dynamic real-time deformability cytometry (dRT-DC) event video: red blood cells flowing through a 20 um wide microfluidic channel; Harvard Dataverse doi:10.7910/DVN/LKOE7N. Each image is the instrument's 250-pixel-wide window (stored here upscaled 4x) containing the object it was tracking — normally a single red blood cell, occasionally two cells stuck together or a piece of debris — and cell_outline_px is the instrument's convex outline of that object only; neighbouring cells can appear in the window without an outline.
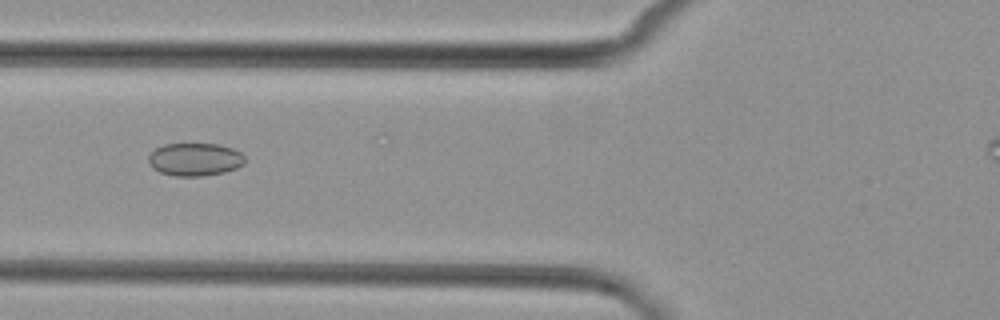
{"species": "common noctule bat (a hibernating species)", "species_latin": "Nyctalus noctula", "temperature_condition": "cold", "stored_images_in_passage": 8, "camera_frame_rate_fps": 3000, "um_per_image_px": 0.085, "animal": {"sex": "female", "body_mass_g": 29.2, "forearm_length_mm": 56.3}, "frame": {"image": 1, "passage_image": 6, "time_ms": 6.0, "image_size_px": [1000, 320], "cell_outline_px": [[244, 164], [236, 168], [224, 172], [204, 176], [176, 176], [160, 172], [152, 168], [148, 164], [148, 156], [156, 148], [164, 144], [220, 144], [232, 148], [240, 152], [244, 156]], "centroid_in_image_um": [16.55, 13.55], "position_along_channel_um": 109.2, "area_um2": 18.55}}
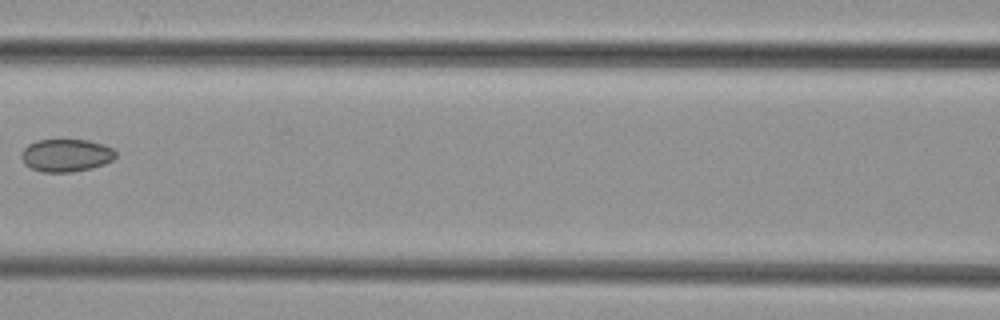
{"frame": {"image": 2, "passage_image": 7, "time_ms": 7.333, "image_size_px": [1000, 320], "cell_outline_px": [[116, 156], [112, 160], [104, 164], [92, 168], [72, 172], [44, 172], [32, 168], [24, 164], [20, 156], [20, 152], [28, 144], [36, 140], [88, 140], [104, 144], [112, 148], [116, 152]], "centroid_in_image_um": [5.61, 13.2], "position_along_channel_um": 161.0, "area_um2": 18.09}}
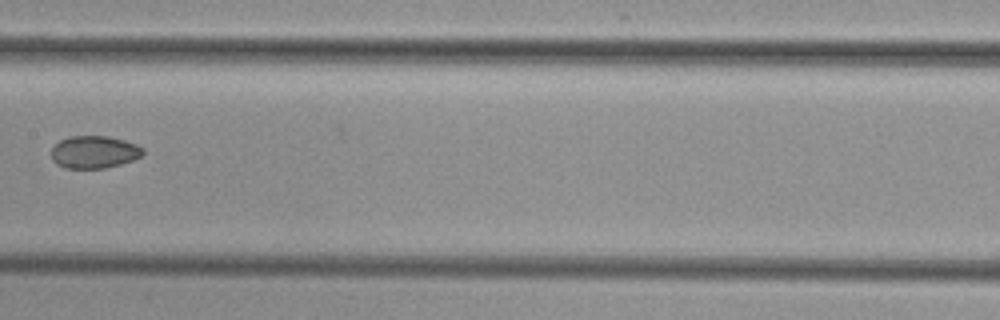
{"frame": {"image": 3, "passage_image": 8, "time_ms": 8.333, "image_size_px": [1000, 320], "cell_outline_px": [[144, 152], [140, 156], [132, 160], [120, 164], [104, 168], [64, 168], [56, 164], [52, 160], [52, 148], [60, 140], [68, 136], [108, 136], [124, 140], [136, 144], [144, 148]], "centroid_in_image_um": [7.99, 12.92], "position_along_channel_um": 199.4, "area_um2": 17.34}}